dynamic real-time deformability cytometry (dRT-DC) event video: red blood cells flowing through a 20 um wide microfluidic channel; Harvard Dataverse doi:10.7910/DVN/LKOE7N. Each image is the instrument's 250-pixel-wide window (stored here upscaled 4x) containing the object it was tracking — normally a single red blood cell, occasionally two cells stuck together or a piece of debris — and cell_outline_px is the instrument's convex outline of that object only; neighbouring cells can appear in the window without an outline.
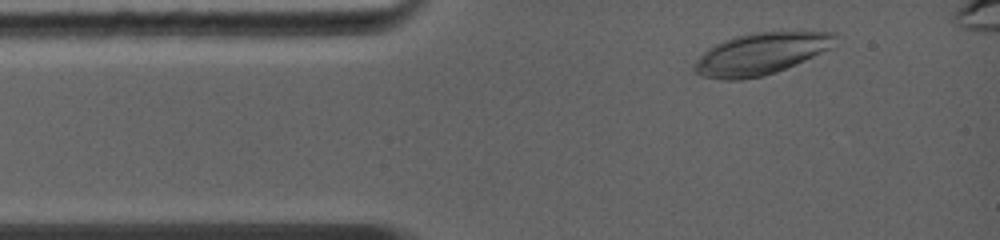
{"species": "common noctule bat (a hibernating species)", "species_latin": "Nyctalus noctula", "temperature_condition": "warm", "stored_images_in_passage": 33, "camera_frame_rate_fps": 5000, "um_per_image_px": 0.085, "animal": {"sex": "female", "body_mass_g": 19.0, "forearm_length_mm": 56.7}, "frame": {"image": 1, "passage_image": 4, "time_ms": 0.6, "image_size_px": [1000, 240], "cell_outline_px": [[836, 36], [828, 48], [804, 60], [776, 72], [760, 76], [740, 80], [724, 80], [704, 76], [696, 72], [692, 68], [696, 60], [708, 48], [724, 40], [736, 36], [752, 32], [836, 32]], "centroid_in_image_um": [64.6, 4.57], "position_along_channel_um": 20.4, "area_um2": 33.52}}
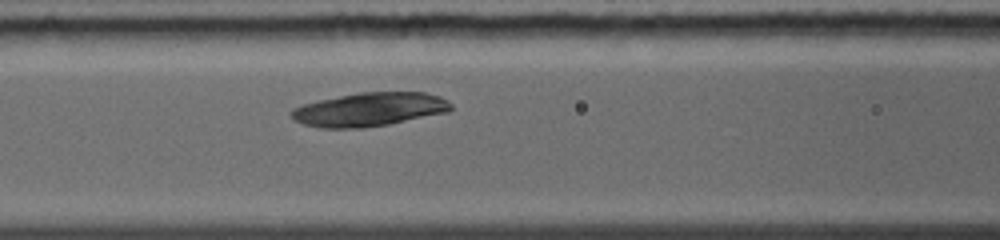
{"frame": {"image": 2, "passage_image": 18, "time_ms": 4.0, "image_size_px": [1000, 240], "cell_outline_px": [[452, 108], [448, 112], [388, 124], [360, 128], [320, 128], [304, 124], [296, 120], [292, 116], [292, 108], [304, 104], [320, 100], [360, 92], [424, 92], [440, 96], [448, 100], [452, 104]], "centroid_in_image_um": [31.45, 9.3], "position_along_channel_um": 135.2, "area_um2": 31.1}}
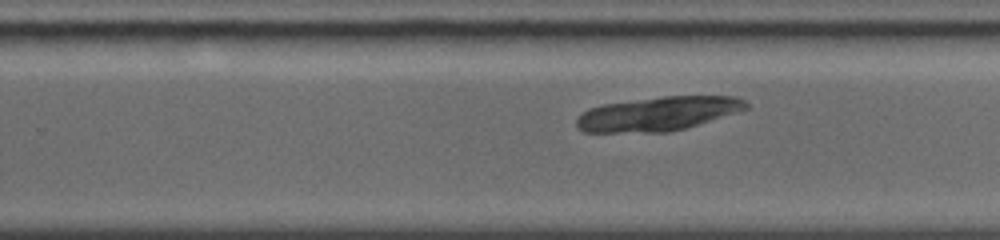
{"frame": {"image": 3, "passage_image": 33, "time_ms": 7.2, "image_size_px": [1000, 240], "cell_outline_px": [[748, 108], [736, 112], [684, 128], [668, 132], [584, 132], [576, 124], [576, 120], [588, 108], [604, 104], [664, 96], [736, 96], [744, 100], [748, 104]], "centroid_in_image_um": [55.92, 9.66], "position_along_channel_um": 273.9, "area_um2": 33.12}}